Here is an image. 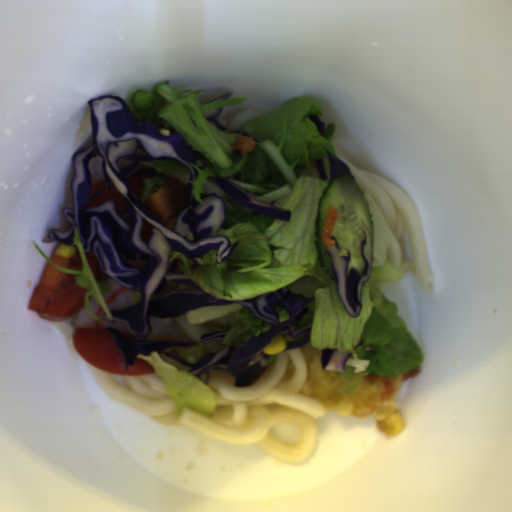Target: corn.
Wrapping results in <instances>:
<instances>
[{
  "mask_svg": "<svg viewBox=\"0 0 512 512\" xmlns=\"http://www.w3.org/2000/svg\"><path fill=\"white\" fill-rule=\"evenodd\" d=\"M75 253H76V247L67 245V244H60L55 251L56 256H58L59 258H64V259L73 258Z\"/></svg>",
  "mask_w": 512,
  "mask_h": 512,
  "instance_id": "corn-3",
  "label": "corn"
},
{
  "mask_svg": "<svg viewBox=\"0 0 512 512\" xmlns=\"http://www.w3.org/2000/svg\"><path fill=\"white\" fill-rule=\"evenodd\" d=\"M170 129H166V128H161L159 129V133L162 135V136H165V137H169L170 135Z\"/></svg>",
  "mask_w": 512,
  "mask_h": 512,
  "instance_id": "corn-4",
  "label": "corn"
},
{
  "mask_svg": "<svg viewBox=\"0 0 512 512\" xmlns=\"http://www.w3.org/2000/svg\"><path fill=\"white\" fill-rule=\"evenodd\" d=\"M376 426L384 435L390 436L397 435L406 428L402 415L394 410L387 414L384 419H379Z\"/></svg>",
  "mask_w": 512,
  "mask_h": 512,
  "instance_id": "corn-1",
  "label": "corn"
},
{
  "mask_svg": "<svg viewBox=\"0 0 512 512\" xmlns=\"http://www.w3.org/2000/svg\"><path fill=\"white\" fill-rule=\"evenodd\" d=\"M287 342L284 336L276 335L269 344L262 349L266 355H278L285 351Z\"/></svg>",
  "mask_w": 512,
  "mask_h": 512,
  "instance_id": "corn-2",
  "label": "corn"
}]
</instances>
